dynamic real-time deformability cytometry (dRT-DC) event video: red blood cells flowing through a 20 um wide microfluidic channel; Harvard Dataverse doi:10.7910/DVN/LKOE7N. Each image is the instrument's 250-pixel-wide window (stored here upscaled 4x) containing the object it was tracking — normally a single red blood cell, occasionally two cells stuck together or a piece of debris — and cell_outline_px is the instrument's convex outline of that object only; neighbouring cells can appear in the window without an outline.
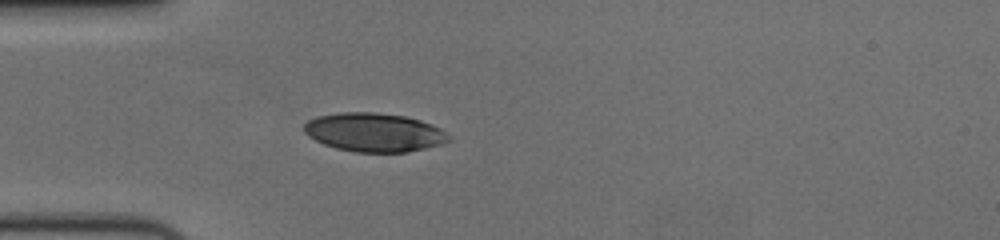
{"species": "human", "species_latin": "Homo sapiens", "temperature_condition": "cold", "stored_images_in_passage": 41, "camera_frame_rate_fps": 3000, "um_per_image_px": 0.085, "donor": {"sex": "female"}, "frame": {"image": 1, "passage_image": 1, "time_ms": 0.0, "image_size_px": [1000, 240], "cell_outline_px": [[452, 140], [440, 144], [408, 152], [356, 152], [336, 148], [324, 144], [308, 136], [304, 132], [304, 124], [308, 120], [316, 116], [340, 112], [376, 112], [404, 116], [420, 120], [432, 124], [440, 128], [452, 136]], "centroid_in_image_um": [31.81, 11.24], "position_along_channel_um": 53.2, "area_um2": 32.77}}
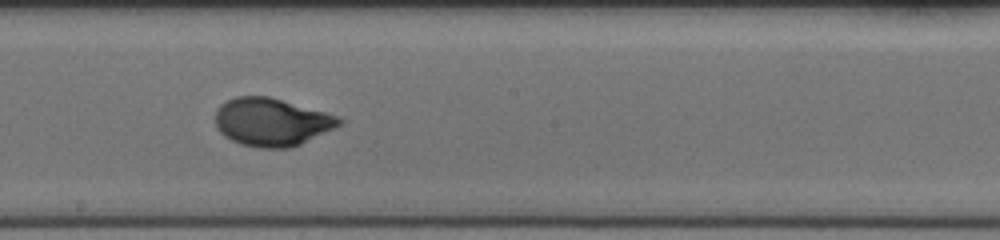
{"frame": {"image": 2, "passage_image": 16, "time_ms": 5.0, "image_size_px": [1000, 240], "cell_outline_px": [[344, 124], [300, 144], [288, 148], [260, 148], [240, 144], [224, 136], [216, 128], [216, 108], [220, 104], [236, 96], [268, 96], [340, 116], [344, 120]], "centroid_in_image_um": [23.1, 10.37], "position_along_channel_um": 225.1, "area_um2": 34.74}}
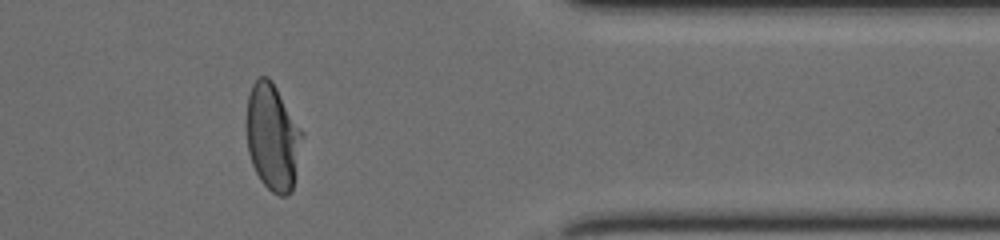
{"frame": {"image": 3, "passage_image": 31, "time_ms": 10.0, "image_size_px": [1000, 240], "cell_outline_px": [[304, 136], [292, 192], [288, 196], [280, 196], [272, 192], [260, 180], [252, 164], [248, 152], [248, 96], [252, 84], [260, 76], [268, 76], [272, 80], [304, 132]], "centroid_in_image_um": [23.22, 11.67], "position_along_channel_um": 388.2, "area_um2": 34.62}, "authors_computed_cell_mechanics": {"area_um2": 34.6222, "velocity_mm_per_s": 3.6318, "shape_relaxation_time_tau1_ms": 3.505, "shape_relaxation_time_tau2_ms": null, "deformation_change_tau1": 0.1736, "deformation_change_tau2": null}}